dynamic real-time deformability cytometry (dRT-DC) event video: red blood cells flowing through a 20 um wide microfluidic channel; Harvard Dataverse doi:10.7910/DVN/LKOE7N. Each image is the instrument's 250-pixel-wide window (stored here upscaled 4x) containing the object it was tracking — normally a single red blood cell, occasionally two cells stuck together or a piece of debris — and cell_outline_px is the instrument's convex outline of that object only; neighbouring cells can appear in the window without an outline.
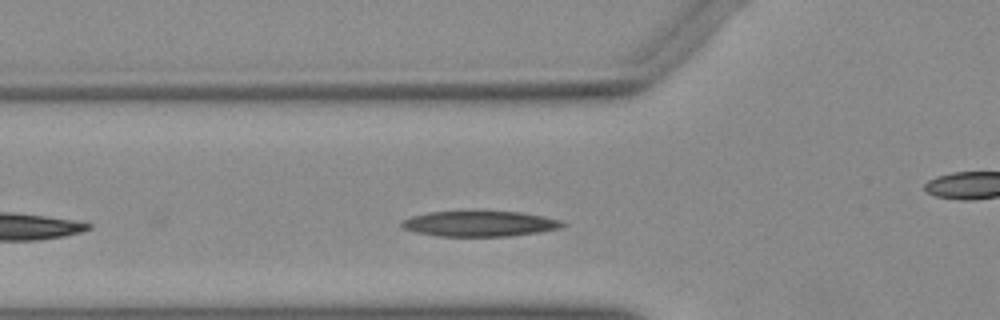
{"species": "Egyptian fruit bat (a non-hibernating species)", "species_latin": "Rousettus aegyptiacus", "temperature_condition": "warm", "stored_images_in_passage": 26, "camera_frame_rate_fps": 3000, "um_per_image_px": 0.085, "animal": {"sex": "female"}, "frame": {"image": 1, "passage_image": 6, "time_ms": 1.667, "image_size_px": [1000, 320], "cell_outline_px": [[568, 224], [560, 228], [540, 232], [508, 236], [436, 236], [400, 228], [400, 220], [412, 216], [428, 212], [520, 212], [544, 216], [560, 220]], "centroid_in_image_um": [40.76, 19.02], "position_along_channel_um": 85.0, "area_um2": 23.81}}
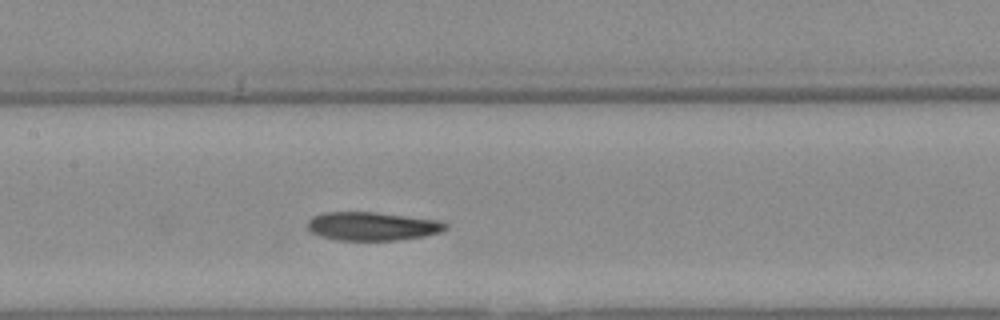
{"frame": {"image": 2, "passage_image": 13, "time_ms": 4.0, "image_size_px": [1000, 320], "cell_outline_px": [[448, 228], [440, 232], [424, 236], [396, 240], [336, 240], [320, 236], [312, 232], [308, 228], [308, 220], [312, 216], [324, 212], [376, 212], [444, 220], [448, 224]], "centroid_in_image_um": [31.69, 19.22], "position_along_channel_um": 175.7, "area_um2": 23.18}}
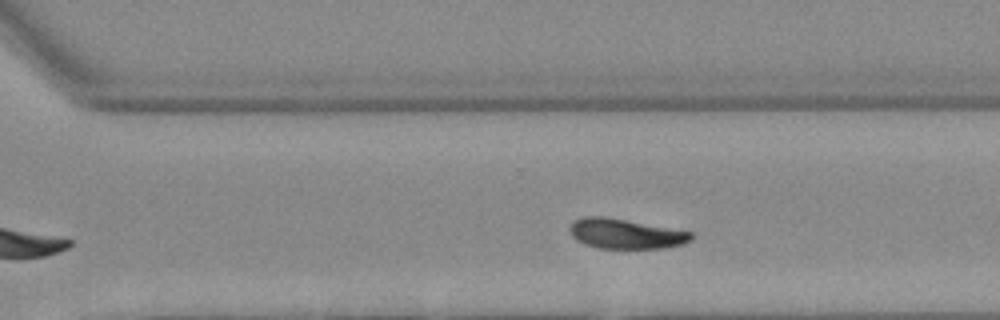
{"frame": {"image": 3, "passage_image": 21, "time_ms": 6.667, "image_size_px": [1000, 320], "cell_outline_px": [[692, 240], [684, 244], [668, 248], [600, 248], [584, 244], [576, 240], [572, 236], [568, 228], [576, 220], [584, 216], [604, 216], [692, 232]], "centroid_in_image_um": [53.17, 19.88], "position_along_channel_um": 317.4, "area_um2": 21.1}}